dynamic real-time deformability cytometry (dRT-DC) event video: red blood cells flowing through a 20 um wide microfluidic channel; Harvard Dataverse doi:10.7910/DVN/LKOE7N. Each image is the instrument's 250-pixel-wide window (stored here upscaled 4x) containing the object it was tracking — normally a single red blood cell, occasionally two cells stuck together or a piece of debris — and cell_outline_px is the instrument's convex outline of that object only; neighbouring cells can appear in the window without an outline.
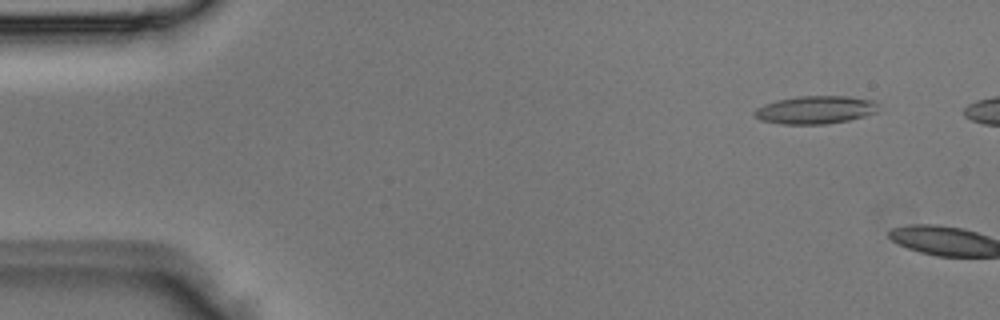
{"species": "Egyptian fruit bat (a non-hibernating species)", "species_latin": "Rousettus aegyptiacus", "temperature_condition": "room temperature", "stored_images_in_passage": 2, "camera_frame_rate_fps": 3000, "um_per_image_px": 0.085, "animal": {"sex": "male"}, "frame": {"image": 1, "passage_image": 1, "time_ms": 0.0, "image_size_px": [1000, 320], "cell_outline_px": [[880, 112], [848, 120], [824, 124], [780, 124], [760, 120], [752, 112], [756, 108], [764, 104], [776, 100], [800, 96], [848, 96], [872, 100], [876, 104]], "centroid_in_image_um": [69.3, 9.34], "position_along_channel_um": 15.7, "area_um2": 20.23}}